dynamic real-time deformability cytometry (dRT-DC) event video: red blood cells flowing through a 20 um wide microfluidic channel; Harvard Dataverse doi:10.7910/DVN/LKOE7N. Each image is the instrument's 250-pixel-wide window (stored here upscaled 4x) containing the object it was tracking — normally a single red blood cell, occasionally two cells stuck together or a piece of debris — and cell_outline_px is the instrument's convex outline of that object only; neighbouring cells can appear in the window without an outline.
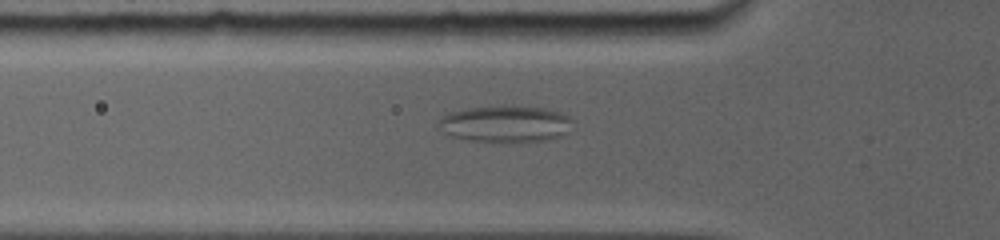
{"species": "common noctule bat (a hibernating species)", "species_latin": "Nyctalus noctula", "temperature_condition": "room temperature", "stored_images_in_passage": 60, "camera_frame_rate_fps": 5000, "um_per_image_px": 0.085, "animal": {"sex": "female", "body_mass_g": 19.0, "forearm_length_mm": 56.7}, "frame": {"image": 1, "passage_image": 12, "time_ms": 3.0, "image_size_px": [1000, 240], "cell_outline_px": [[576, 120], [568, 132], [560, 136], [548, 140], [512, 144], [492, 144], [468, 140], [452, 136], [436, 128], [436, 124], [440, 116], [448, 112], [468, 108], [500, 104], [544, 108], [560, 112]], "centroid_in_image_um": [42.94, 10.55], "position_along_channel_um": 82.9, "area_um2": 30.29}}
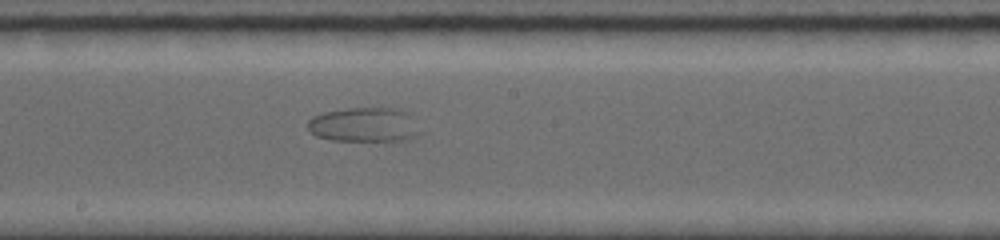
{"frame": {"image": 2, "passage_image": 27, "time_ms": 6.8, "image_size_px": [1000, 240], "cell_outline_px": [[424, 132], [416, 136], [404, 140], [332, 140], [316, 136], [308, 128], [308, 120], [312, 116], [324, 112], [348, 108], [400, 108], [408, 112]], "centroid_in_image_um": [31.01, 10.59], "position_along_channel_um": 217.2, "area_um2": 22.72}}
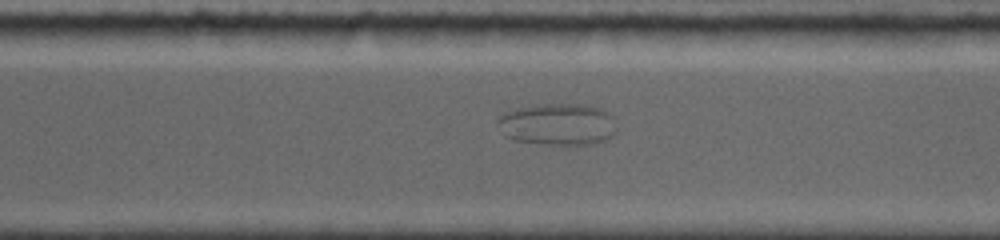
{"frame": {"image": 3, "passage_image": 39, "time_ms": 9.8, "image_size_px": [1000, 240], "cell_outline_px": [[616, 132], [612, 136], [596, 144], [548, 144], [516, 140], [504, 136], [496, 124], [496, 120], [504, 112], [516, 108], [544, 104], [588, 104], [600, 108], [608, 112], [612, 116], [616, 128]], "centroid_in_image_um": [47.4, 10.55], "position_along_channel_um": 323.2, "area_um2": 29.19}}